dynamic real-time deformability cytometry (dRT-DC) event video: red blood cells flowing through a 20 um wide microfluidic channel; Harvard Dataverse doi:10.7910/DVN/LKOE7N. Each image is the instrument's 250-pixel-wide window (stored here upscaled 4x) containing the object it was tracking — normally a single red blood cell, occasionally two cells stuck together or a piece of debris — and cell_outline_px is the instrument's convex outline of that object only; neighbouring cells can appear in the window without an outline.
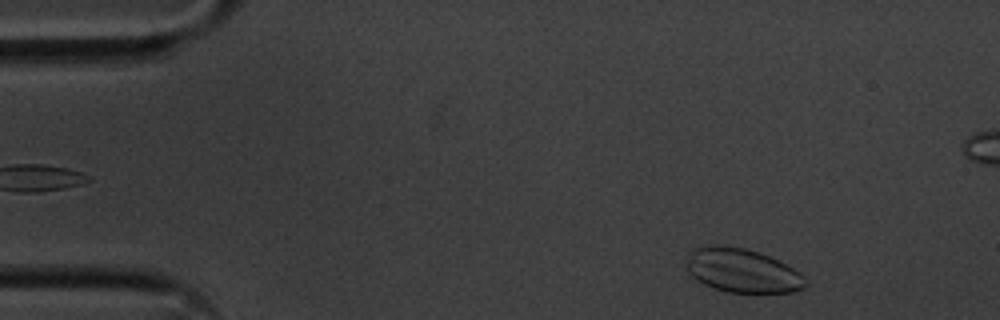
{"species": "common noctule bat (a hibernating species)", "species_latin": "Nyctalus noctula", "temperature_condition": "cold", "stored_images_in_passage": 52, "camera_frame_rate_fps": 3000, "um_per_image_px": 0.085, "animal": {"sex": "male", "body_mass_g": 20.1, "forearm_length_mm": 53.5}, "frame": {"image": 1, "passage_image": 2, "time_ms": 0.333, "image_size_px": [1000, 320], "cell_outline_px": [[808, 284], [804, 288], [792, 292], [728, 292], [704, 284], [692, 276], [688, 272], [688, 252], [692, 248], [704, 244], [716, 244], [744, 248], [760, 252], [800, 272], [808, 280]], "centroid_in_image_um": [63.08, 22.98], "position_along_channel_um": 21.9, "area_um2": 30.52}}
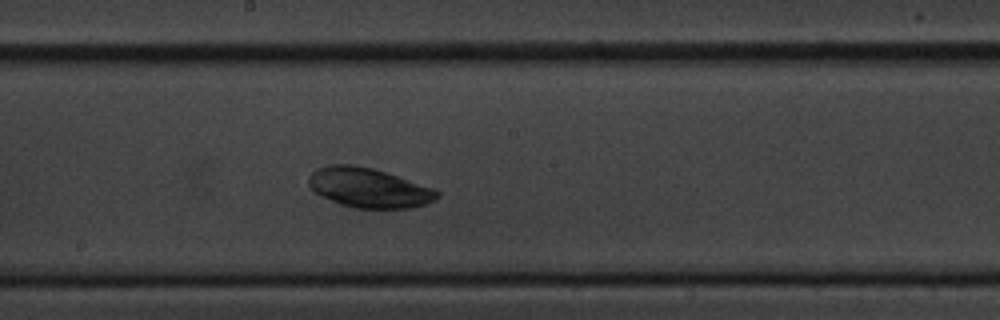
{"frame": {"image": 2, "passage_image": 25, "time_ms": 8.0, "image_size_px": [1000, 320], "cell_outline_px": [[440, 196], [424, 204], [412, 208], [352, 208], [340, 204], [312, 192], [308, 184], [308, 176], [316, 168], [332, 164], [352, 164], [372, 168], [436, 188], [440, 192]], "centroid_in_image_um": [31.32, 15.96], "position_along_channel_um": 216.9, "area_um2": 29.88}}
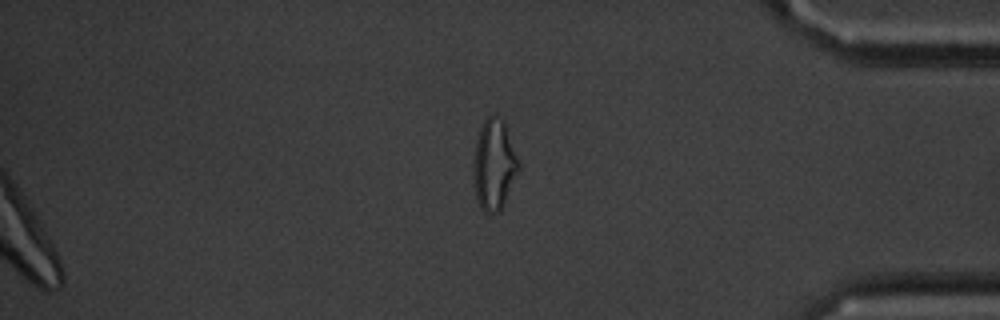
{"frame": {"image": 3, "passage_image": 52, "time_ms": 17.0, "image_size_px": [1000, 320], "cell_outline_px": [[520, 168], [500, 212], [492, 216], [484, 212], [480, 208], [476, 196], [472, 172], [472, 164], [476, 140], [480, 128], [484, 120], [492, 112], [504, 120], [520, 164]], "centroid_in_image_um": [41.98, 14.01], "position_along_channel_um": 393.2, "area_um2": 24.39}}